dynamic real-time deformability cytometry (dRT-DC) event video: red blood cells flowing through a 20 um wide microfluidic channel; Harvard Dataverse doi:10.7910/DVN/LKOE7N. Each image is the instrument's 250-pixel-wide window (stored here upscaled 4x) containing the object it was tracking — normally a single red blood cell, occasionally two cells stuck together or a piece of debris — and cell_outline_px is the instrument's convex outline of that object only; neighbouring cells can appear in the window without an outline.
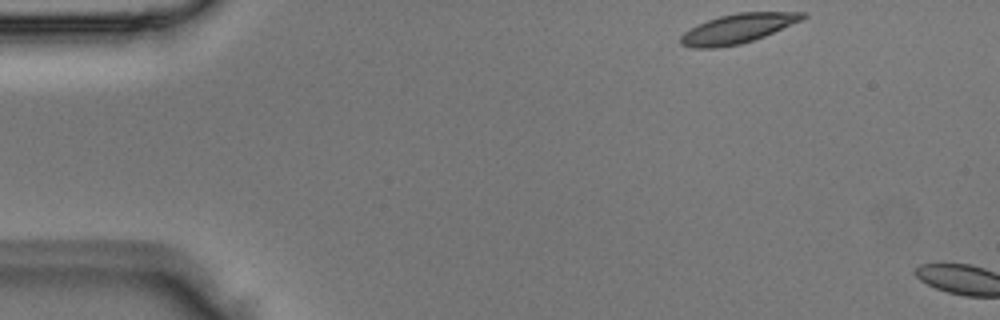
{"species": "Egyptian fruit bat (a non-hibernating species)", "species_latin": "Rousettus aegyptiacus", "temperature_condition": "room temperature", "stored_images_in_passage": 2, "camera_frame_rate_fps": 3000, "um_per_image_px": 0.085, "animal": {"sex": "male"}, "frame": {"image": 1, "passage_image": 1, "time_ms": 0.0, "image_size_px": [1000, 320], "cell_outline_px": [[808, 16], [804, 20], [764, 36], [740, 44], [716, 48], [692, 48], [680, 44], [680, 36], [684, 32], [708, 20], [720, 16], [736, 12], [808, 12]], "centroid_in_image_um": [62.76, 2.42], "position_along_channel_um": 22.2, "area_um2": 20.92}}